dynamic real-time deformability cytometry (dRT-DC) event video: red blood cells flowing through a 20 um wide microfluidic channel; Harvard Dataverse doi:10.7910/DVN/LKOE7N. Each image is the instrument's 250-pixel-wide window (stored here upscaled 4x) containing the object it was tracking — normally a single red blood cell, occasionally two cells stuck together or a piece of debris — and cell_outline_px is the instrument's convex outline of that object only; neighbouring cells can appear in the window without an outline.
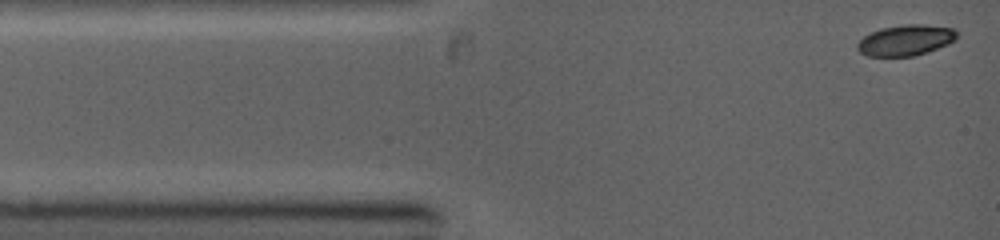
{"species": "common noctule bat (a hibernating species)", "species_latin": "Nyctalus noctula", "temperature_condition": "warm", "stored_images_in_passage": 8, "camera_frame_rate_fps": 5000, "um_per_image_px": 0.085, "animal": {"sex": "female", "body_mass_g": 19.0, "forearm_length_mm": 53.3}, "frame": {"image": 1, "passage_image": 1, "time_ms": 0.0, "image_size_px": [1000, 240], "cell_outline_px": [[956, 36], [948, 44], [928, 52], [912, 56], [868, 56], [860, 52], [856, 48], [856, 44], [864, 36], [872, 32], [884, 28], [904, 24], [924, 24], [952, 28], [956, 32]], "centroid_in_image_um": [76.96, 3.42], "position_along_channel_um": 8.0, "area_um2": 17.63}}
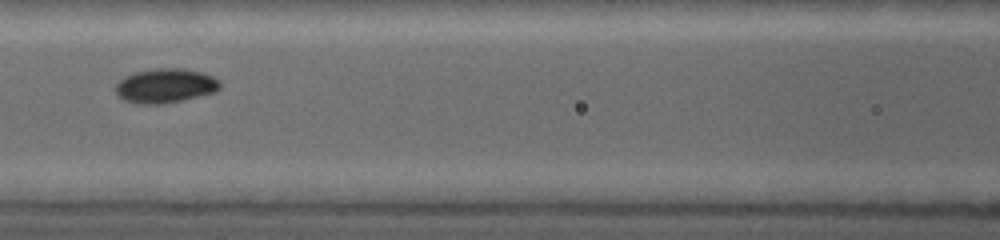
{"frame": {"image": 2, "passage_image": 7, "time_ms": 4.4, "image_size_px": [1000, 240], "cell_outline_px": [[220, 88], [216, 92], [180, 100], [160, 104], [136, 104], [124, 100], [116, 96], [116, 84], [124, 76], [136, 72], [156, 68], [184, 68], [204, 72], [220, 80]], "centroid_in_image_um": [14.05, 7.28], "position_along_channel_um": 152.5, "area_um2": 21.04}}
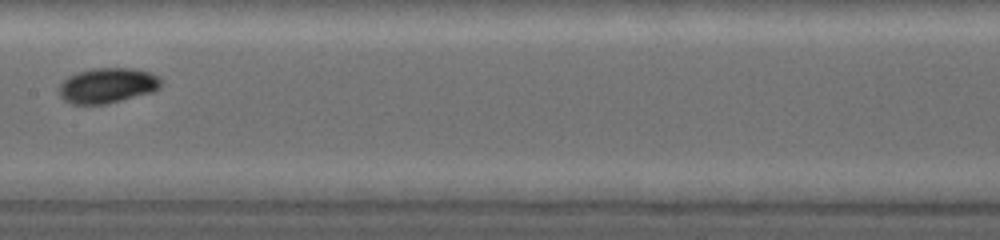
{"frame": {"image": 3, "passage_image": 8, "time_ms": 5.4, "image_size_px": [1000, 240], "cell_outline_px": [[160, 88], [152, 92], [108, 104], [72, 104], [64, 100], [60, 96], [60, 84], [68, 76], [76, 72], [96, 68], [136, 68], [160, 76]], "centroid_in_image_um": [9.14, 7.26], "position_along_channel_um": 198.3, "area_um2": 20.98}}